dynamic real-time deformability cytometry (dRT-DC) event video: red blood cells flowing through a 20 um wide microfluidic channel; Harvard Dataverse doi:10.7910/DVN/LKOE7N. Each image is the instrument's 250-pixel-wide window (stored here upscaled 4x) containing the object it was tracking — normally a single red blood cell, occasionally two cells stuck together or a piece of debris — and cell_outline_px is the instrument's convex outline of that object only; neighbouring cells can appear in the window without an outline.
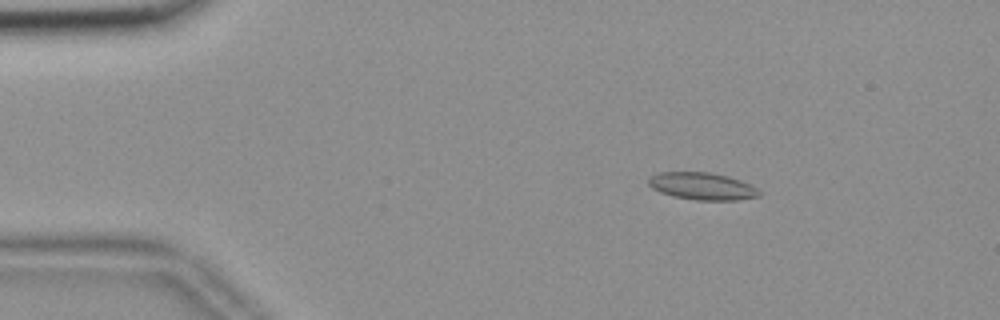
{"species": "common noctule bat (a hibernating species)", "species_latin": "Nyctalus noctula", "temperature_condition": "room temperature", "stored_images_in_passage": 56, "camera_frame_rate_fps": 3000, "um_per_image_px": 0.085, "animal": {"sex": "female", "body_mass_g": 18.4}, "frame": {"image": 1, "passage_image": 9, "time_ms": 2.667, "image_size_px": [1000, 320], "cell_outline_px": [[760, 196], [736, 200], [696, 200], [672, 196], [660, 192], [652, 188], [648, 184], [648, 180], [652, 176], [660, 172], [708, 172], [728, 176], [740, 180], [756, 188], [760, 192]], "centroid_in_image_um": [59.67, 15.83], "position_along_channel_um": 25.3, "area_um2": 17.46}}
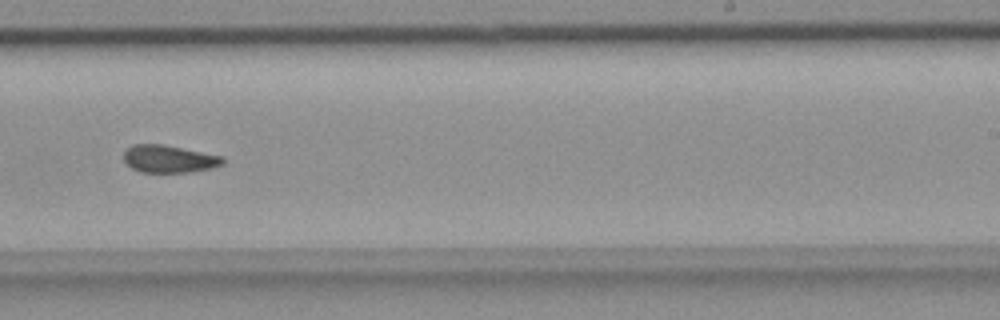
{"frame": {"image": 2, "passage_image": 35, "time_ms": 11.333, "image_size_px": [1000, 320], "cell_outline_px": [[224, 164], [212, 168], [188, 172], [140, 172], [132, 168], [124, 160], [124, 152], [132, 144], [164, 144], [224, 156]], "centroid_in_image_um": [14.39, 13.5], "position_along_channel_um": 274.6, "area_um2": 15.95}}
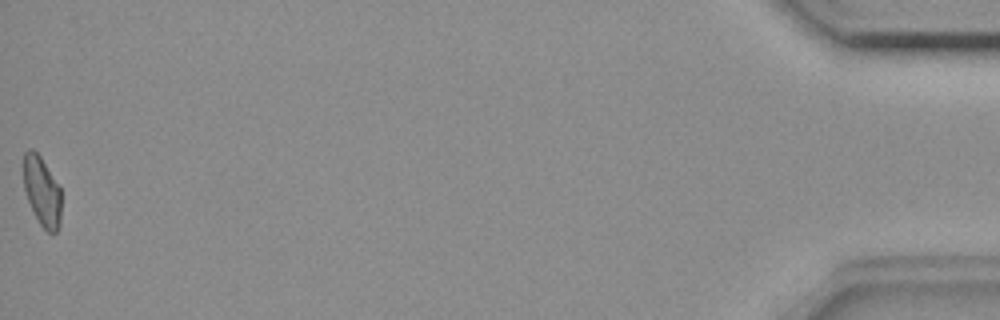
{"frame": {"image": 3, "passage_image": 56, "time_ms": 18.333, "image_size_px": [1000, 320], "cell_outline_px": [[60, 224], [56, 232], [52, 236], [40, 224], [28, 200], [24, 188], [24, 152], [28, 148], [32, 148], [40, 156], [60, 188]], "centroid_in_image_um": [3.57, 16.28], "position_along_channel_um": 431.6, "area_um2": 15.03}, "authors_computed_cell_mechanics": {"area_um2": 16.5308, "velocity_mm_per_s": 3.6623, "shape_relaxation_time_tau1_ms": null, "shape_relaxation_time_tau2_ms": 4.4199, "deformation_change_tau1": null, "deformation_change_tau2": 0.0898}}